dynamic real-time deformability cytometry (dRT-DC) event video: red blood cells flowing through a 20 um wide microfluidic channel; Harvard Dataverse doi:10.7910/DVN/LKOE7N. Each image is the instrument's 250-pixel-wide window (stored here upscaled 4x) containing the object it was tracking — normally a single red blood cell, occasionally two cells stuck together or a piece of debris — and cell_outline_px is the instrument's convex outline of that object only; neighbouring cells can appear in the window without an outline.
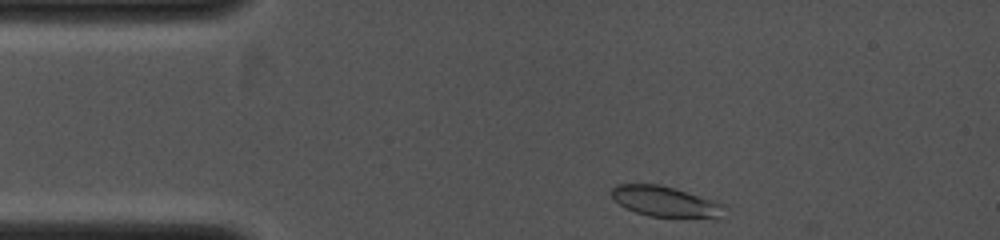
{"species": "common noctule bat (a hibernating species)", "species_latin": "Nyctalus noctula", "temperature_condition": "cold", "stored_images_in_passage": 4, "camera_frame_rate_fps": 4000, "um_per_image_px": 0.085, "animal": {"sex": "female", "body_mass_g": 19.0, "forearm_length_mm": 53.3}, "frame": {"image": 1, "passage_image": 1, "time_ms": 0.0, "image_size_px": [1000, 240], "cell_outline_px": [[724, 204], [716, 220], [648, 216], [624, 208], [612, 196], [612, 188], [616, 184], [660, 184], [676, 188], [716, 200]], "centroid_in_image_um": [56.59, 17.15], "position_along_channel_um": 28.4, "area_um2": 20.52}}